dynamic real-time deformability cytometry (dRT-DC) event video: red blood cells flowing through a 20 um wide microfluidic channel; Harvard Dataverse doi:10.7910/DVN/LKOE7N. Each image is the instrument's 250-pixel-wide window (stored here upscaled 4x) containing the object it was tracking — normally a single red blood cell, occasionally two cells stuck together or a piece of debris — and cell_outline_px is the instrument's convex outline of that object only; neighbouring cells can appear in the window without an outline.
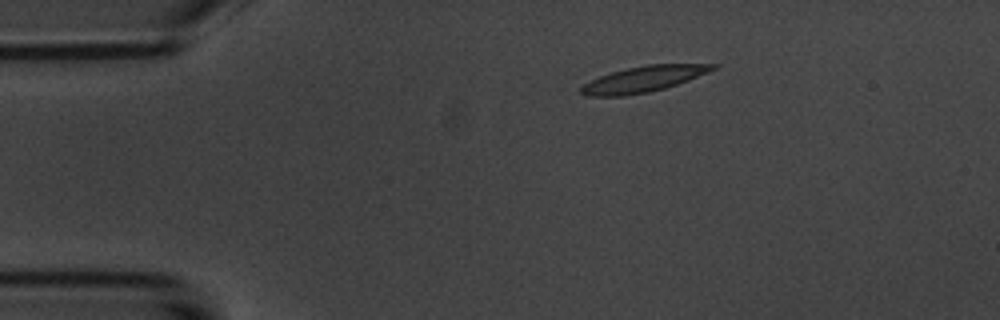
{"species": "common noctule bat (a hibernating species)", "species_latin": "Nyctalus noctula", "temperature_condition": "room temperature", "stored_images_in_passage": 5, "camera_frame_rate_fps": 3000, "um_per_image_px": 0.085, "animal": {"sex": "male", "body_mass_g": 20.1, "forearm_length_mm": 53.5}, "frame": {"image": 1, "passage_image": 1, "time_ms": 0.0, "image_size_px": [1000, 320], "cell_outline_px": [[720, 64], [716, 68], [708, 72], [688, 80], [664, 88], [648, 92], [624, 96], [584, 96], [580, 92], [580, 88], [584, 84], [600, 76], [612, 72], [644, 64]], "centroid_in_image_um": [54.68, 6.72], "position_along_channel_um": 30.3, "area_um2": 19.65}}
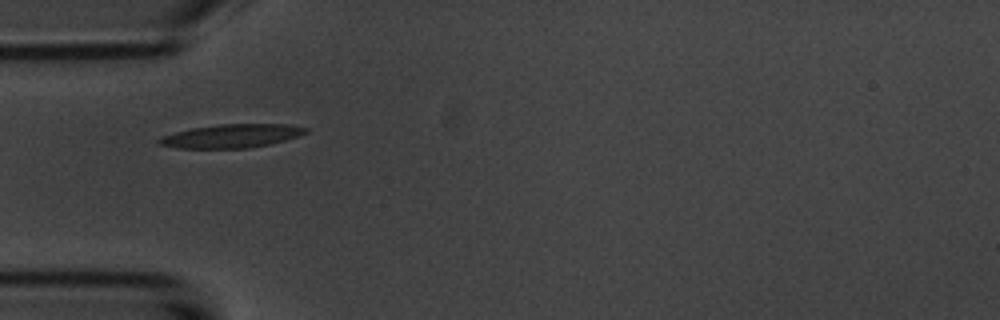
{"frame": {"image": 2, "passage_image": 3, "time_ms": 2.333, "image_size_px": [1000, 320], "cell_outline_px": [[308, 132], [272, 144], [248, 148], [176, 148], [156, 144], [156, 140], [164, 136], [176, 132], [192, 128], [220, 124], [288, 124], [308, 128]], "centroid_in_image_um": [19.67, 11.56], "position_along_channel_um": 65.3, "area_um2": 20.06}}
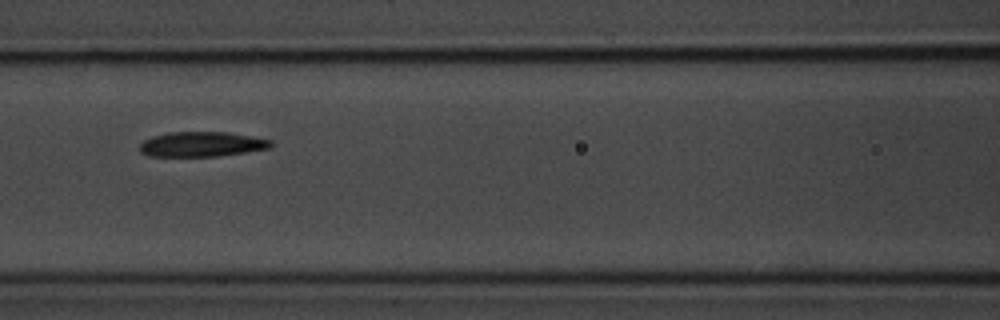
{"frame": {"image": 3, "passage_image": 5, "time_ms": 4.667, "image_size_px": [1000, 320], "cell_outline_px": [[272, 148], [220, 156], [148, 156], [140, 152], [140, 144], [144, 140], [152, 136], [168, 132], [228, 132], [252, 136], [272, 140]], "centroid_in_image_um": [17.16, 12.26], "position_along_channel_um": 149.4, "area_um2": 19.19}}